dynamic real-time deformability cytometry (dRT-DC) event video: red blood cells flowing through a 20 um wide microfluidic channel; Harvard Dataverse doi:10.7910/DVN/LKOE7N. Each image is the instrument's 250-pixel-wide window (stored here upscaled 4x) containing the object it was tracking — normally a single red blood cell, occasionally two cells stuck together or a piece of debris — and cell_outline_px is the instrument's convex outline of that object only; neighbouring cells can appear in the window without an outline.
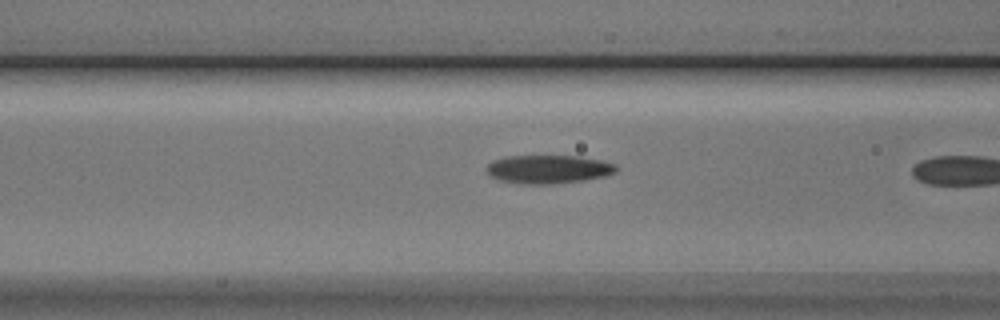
{"species": "Egyptian fruit bat (a non-hibernating species)", "species_latin": "Rousettus aegyptiacus", "temperature_condition": "cold", "stored_images_in_passage": 14, "camera_frame_rate_fps": 3000, "um_per_image_px": 0.085, "animal": {"sex": "male"}, "frame": {"image": 1, "passage_image": 12, "time_ms": 3.667, "image_size_px": [1000, 320], "cell_outline_px": [[616, 172], [604, 176], [584, 180], [552, 184], [524, 184], [500, 180], [492, 176], [488, 172], [488, 164], [492, 160], [508, 156], [576, 156], [600, 160], [616, 164]], "centroid_in_image_um": [46.62, 14.38], "position_along_channel_um": 120.0, "area_um2": 21.27}}